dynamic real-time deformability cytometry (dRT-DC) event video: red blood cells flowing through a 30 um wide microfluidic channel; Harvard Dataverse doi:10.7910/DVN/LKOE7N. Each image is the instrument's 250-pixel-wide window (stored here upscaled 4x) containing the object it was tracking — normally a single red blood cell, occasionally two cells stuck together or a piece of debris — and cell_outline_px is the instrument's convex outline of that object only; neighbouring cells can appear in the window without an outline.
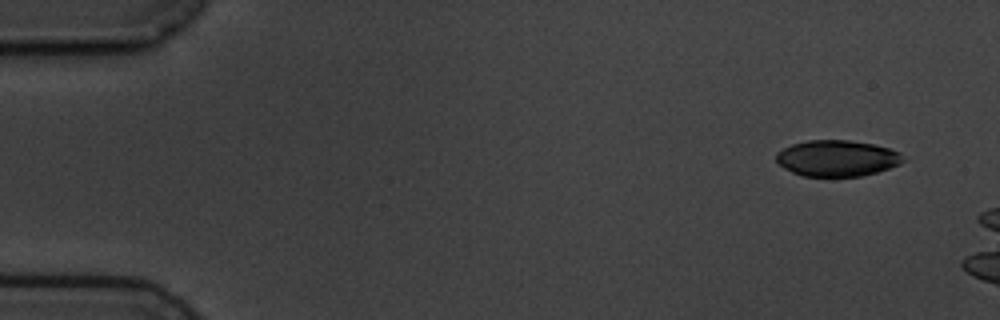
{"species": "common noctule bat (a hibernating species)", "species_latin": "Nyctalus noctula", "temperature_condition": "cold", "stored_images_in_passage": 4, "camera_frame_rate_fps": 3000, "um_per_image_px": 0.085, "animal": {"sex": "male", "body_mass_g": 19.5, "forearm_length_mm": 54.6}, "frame": {"image": 1, "passage_image": 1, "time_ms": 0.0, "image_size_px": [1000, 320], "cell_outline_px": [[904, 160], [900, 164], [876, 172], [860, 176], [804, 176], [792, 172], [784, 168], [776, 160], [776, 152], [792, 144], [808, 140], [848, 140], [872, 144], [888, 148], [900, 152]], "centroid_in_image_um": [71.13, 13.45], "position_along_channel_um": 13.9, "area_um2": 26.53}}